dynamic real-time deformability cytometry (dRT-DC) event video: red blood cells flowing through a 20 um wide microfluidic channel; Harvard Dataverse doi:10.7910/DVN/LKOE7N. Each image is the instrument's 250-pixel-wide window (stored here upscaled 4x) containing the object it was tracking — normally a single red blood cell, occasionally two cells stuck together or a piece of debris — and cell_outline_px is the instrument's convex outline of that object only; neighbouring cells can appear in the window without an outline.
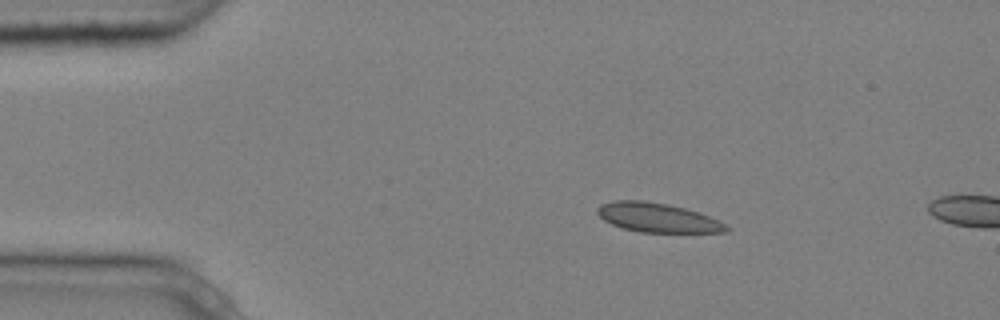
{"species": "common noctule bat (a hibernating species)", "species_latin": "Nyctalus noctula", "temperature_condition": "cold", "stored_images_in_passage": 3, "camera_frame_rate_fps": 3000, "um_per_image_px": 0.085, "animal": {"sex": "male", "body_mass_g": 20.4}, "frame": {"image": 1, "passage_image": 2, "time_ms": 0.333, "image_size_px": [1000, 320], "cell_outline_px": [[732, 228], [728, 232], [640, 232], [620, 228], [604, 220], [596, 212], [596, 208], [600, 204], [612, 200], [644, 200], [668, 204], [700, 212]], "centroid_in_image_um": [55.85, 18.49], "position_along_channel_um": 29.1, "area_um2": 22.08}}